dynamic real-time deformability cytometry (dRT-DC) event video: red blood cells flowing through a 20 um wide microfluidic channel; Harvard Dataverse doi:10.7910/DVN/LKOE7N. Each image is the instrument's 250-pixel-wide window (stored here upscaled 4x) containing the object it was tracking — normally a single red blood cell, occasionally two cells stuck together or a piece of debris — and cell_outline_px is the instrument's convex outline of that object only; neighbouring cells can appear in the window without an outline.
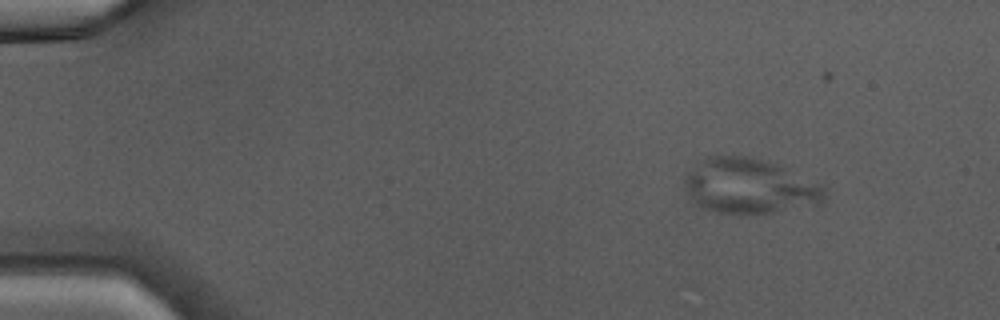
{"species": "Egyptian fruit bat (a non-hibernating species)", "species_latin": "Rousettus aegyptiacus", "temperature_condition": "warm", "stored_images_in_passage": 4, "camera_frame_rate_fps": 3000, "um_per_image_px": 0.085, "animal": {"sex": "male"}, "frame": {"image": 1, "passage_image": 1, "time_ms": 0.0, "image_size_px": [1000, 320], "cell_outline_px": [[828, 188], [824, 200], [820, 204], [768, 212], [720, 212], [704, 208], [696, 204], [692, 200], [684, 188], [684, 176], [704, 156], [744, 156], [776, 164], [820, 184]], "centroid_in_image_um": [63.68, 15.8], "position_along_channel_um": 21.3, "area_um2": 44.22}}